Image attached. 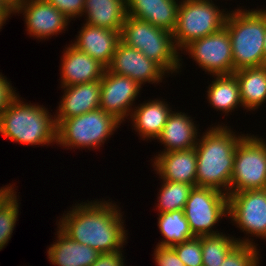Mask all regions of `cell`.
I'll return each mask as SVG.
<instances>
[{"mask_svg":"<svg viewBox=\"0 0 266 266\" xmlns=\"http://www.w3.org/2000/svg\"><path fill=\"white\" fill-rule=\"evenodd\" d=\"M112 202L103 198L75 203L56 225L71 239L100 254L122 250L128 243V232L121 208Z\"/></svg>","mask_w":266,"mask_h":266,"instance_id":"6da1fadb","label":"cell"},{"mask_svg":"<svg viewBox=\"0 0 266 266\" xmlns=\"http://www.w3.org/2000/svg\"><path fill=\"white\" fill-rule=\"evenodd\" d=\"M230 127L218 122L199 135L195 146L196 186L214 188L229 195L235 148L245 136L236 134Z\"/></svg>","mask_w":266,"mask_h":266,"instance_id":"7a4b0ae2","label":"cell"},{"mask_svg":"<svg viewBox=\"0 0 266 266\" xmlns=\"http://www.w3.org/2000/svg\"><path fill=\"white\" fill-rule=\"evenodd\" d=\"M17 98L0 116V134L11 142L28 146L56 144L55 116L37 103Z\"/></svg>","mask_w":266,"mask_h":266,"instance_id":"3957f363","label":"cell"},{"mask_svg":"<svg viewBox=\"0 0 266 266\" xmlns=\"http://www.w3.org/2000/svg\"><path fill=\"white\" fill-rule=\"evenodd\" d=\"M243 8V9H242ZM229 10L225 27L231 40L234 72L265 65V8Z\"/></svg>","mask_w":266,"mask_h":266,"instance_id":"277c9868","label":"cell"},{"mask_svg":"<svg viewBox=\"0 0 266 266\" xmlns=\"http://www.w3.org/2000/svg\"><path fill=\"white\" fill-rule=\"evenodd\" d=\"M120 40L156 62L169 76L181 72L183 59L174 44L171 32L155 27L147 21L126 16Z\"/></svg>","mask_w":266,"mask_h":266,"instance_id":"5b68a950","label":"cell"},{"mask_svg":"<svg viewBox=\"0 0 266 266\" xmlns=\"http://www.w3.org/2000/svg\"><path fill=\"white\" fill-rule=\"evenodd\" d=\"M55 122L57 125L56 145L67 150L99 149L123 124L114 115L100 108Z\"/></svg>","mask_w":266,"mask_h":266,"instance_id":"8992f818","label":"cell"},{"mask_svg":"<svg viewBox=\"0 0 266 266\" xmlns=\"http://www.w3.org/2000/svg\"><path fill=\"white\" fill-rule=\"evenodd\" d=\"M226 10L218 8L212 0H181L176 27L172 32L176 48L181 51L193 40L225 27L229 13Z\"/></svg>","mask_w":266,"mask_h":266,"instance_id":"52a82bcc","label":"cell"},{"mask_svg":"<svg viewBox=\"0 0 266 266\" xmlns=\"http://www.w3.org/2000/svg\"><path fill=\"white\" fill-rule=\"evenodd\" d=\"M266 189V140L245 134L235 148L229 194Z\"/></svg>","mask_w":266,"mask_h":266,"instance_id":"ba28073f","label":"cell"},{"mask_svg":"<svg viewBox=\"0 0 266 266\" xmlns=\"http://www.w3.org/2000/svg\"><path fill=\"white\" fill-rule=\"evenodd\" d=\"M183 211L195 237L221 234L213 228L224 217L228 218V195L214 188L195 186Z\"/></svg>","mask_w":266,"mask_h":266,"instance_id":"9c48e42d","label":"cell"},{"mask_svg":"<svg viewBox=\"0 0 266 266\" xmlns=\"http://www.w3.org/2000/svg\"><path fill=\"white\" fill-rule=\"evenodd\" d=\"M228 219L240 229V232L248 236L242 239L236 238L238 243L258 246L254 238L249 239L251 236L266 240V189L229 194Z\"/></svg>","mask_w":266,"mask_h":266,"instance_id":"30bf717a","label":"cell"},{"mask_svg":"<svg viewBox=\"0 0 266 266\" xmlns=\"http://www.w3.org/2000/svg\"><path fill=\"white\" fill-rule=\"evenodd\" d=\"M181 53H187L189 58L210 76L234 73L231 40L226 27L193 40L181 50Z\"/></svg>","mask_w":266,"mask_h":266,"instance_id":"8fae6325","label":"cell"},{"mask_svg":"<svg viewBox=\"0 0 266 266\" xmlns=\"http://www.w3.org/2000/svg\"><path fill=\"white\" fill-rule=\"evenodd\" d=\"M141 89L142 86L136 81L110 72L106 68L101 78L100 109L114 115L123 123L136 106L134 102L140 95Z\"/></svg>","mask_w":266,"mask_h":266,"instance_id":"7c38bea8","label":"cell"},{"mask_svg":"<svg viewBox=\"0 0 266 266\" xmlns=\"http://www.w3.org/2000/svg\"><path fill=\"white\" fill-rule=\"evenodd\" d=\"M16 13H23L27 35L40 41L65 33L71 22L46 0H20Z\"/></svg>","mask_w":266,"mask_h":266,"instance_id":"4fadbf2b","label":"cell"},{"mask_svg":"<svg viewBox=\"0 0 266 266\" xmlns=\"http://www.w3.org/2000/svg\"><path fill=\"white\" fill-rule=\"evenodd\" d=\"M110 72L124 75L144 84H160L167 73L153 60L147 58L141 51L130 47L121 40L118 42L111 64L107 67ZM146 82V83H145Z\"/></svg>","mask_w":266,"mask_h":266,"instance_id":"5bb4252c","label":"cell"},{"mask_svg":"<svg viewBox=\"0 0 266 266\" xmlns=\"http://www.w3.org/2000/svg\"><path fill=\"white\" fill-rule=\"evenodd\" d=\"M62 53L60 87L94 82L103 77L106 67L85 52L68 44Z\"/></svg>","mask_w":266,"mask_h":266,"instance_id":"9a60e30c","label":"cell"},{"mask_svg":"<svg viewBox=\"0 0 266 266\" xmlns=\"http://www.w3.org/2000/svg\"><path fill=\"white\" fill-rule=\"evenodd\" d=\"M152 167L162 180L180 182L196 186L197 157L195 148L158 152L153 157Z\"/></svg>","mask_w":266,"mask_h":266,"instance_id":"2e32d148","label":"cell"},{"mask_svg":"<svg viewBox=\"0 0 266 266\" xmlns=\"http://www.w3.org/2000/svg\"><path fill=\"white\" fill-rule=\"evenodd\" d=\"M64 90L58 102L55 121H63L100 108L101 80L60 87Z\"/></svg>","mask_w":266,"mask_h":266,"instance_id":"e0dca14e","label":"cell"},{"mask_svg":"<svg viewBox=\"0 0 266 266\" xmlns=\"http://www.w3.org/2000/svg\"><path fill=\"white\" fill-rule=\"evenodd\" d=\"M120 33L104 27H94L83 23L76 41L71 45L98 60L106 68L111 64L115 49L120 41Z\"/></svg>","mask_w":266,"mask_h":266,"instance_id":"ac0fdd59","label":"cell"},{"mask_svg":"<svg viewBox=\"0 0 266 266\" xmlns=\"http://www.w3.org/2000/svg\"><path fill=\"white\" fill-rule=\"evenodd\" d=\"M170 104L160 98L147 100L135 106L128 117L133 125V129L137 132L143 141L156 140L167 122L172 112Z\"/></svg>","mask_w":266,"mask_h":266,"instance_id":"d6986e66","label":"cell"},{"mask_svg":"<svg viewBox=\"0 0 266 266\" xmlns=\"http://www.w3.org/2000/svg\"><path fill=\"white\" fill-rule=\"evenodd\" d=\"M185 112L170 113L160 136L156 139L164 149L160 152H173L195 148L199 134V126ZM199 133V134H198Z\"/></svg>","mask_w":266,"mask_h":266,"instance_id":"ffe728a7","label":"cell"},{"mask_svg":"<svg viewBox=\"0 0 266 266\" xmlns=\"http://www.w3.org/2000/svg\"><path fill=\"white\" fill-rule=\"evenodd\" d=\"M181 0H126L127 16L173 32Z\"/></svg>","mask_w":266,"mask_h":266,"instance_id":"44dd1931","label":"cell"},{"mask_svg":"<svg viewBox=\"0 0 266 266\" xmlns=\"http://www.w3.org/2000/svg\"><path fill=\"white\" fill-rule=\"evenodd\" d=\"M56 240L47 250V259L55 266H91L100 253L68 237L59 227Z\"/></svg>","mask_w":266,"mask_h":266,"instance_id":"7402d4cb","label":"cell"},{"mask_svg":"<svg viewBox=\"0 0 266 266\" xmlns=\"http://www.w3.org/2000/svg\"><path fill=\"white\" fill-rule=\"evenodd\" d=\"M85 23L121 32L127 16L126 0H84Z\"/></svg>","mask_w":266,"mask_h":266,"instance_id":"603a6c76","label":"cell"},{"mask_svg":"<svg viewBox=\"0 0 266 266\" xmlns=\"http://www.w3.org/2000/svg\"><path fill=\"white\" fill-rule=\"evenodd\" d=\"M233 74L239 85L244 110L255 111L262 107L266 102V65L239 69Z\"/></svg>","mask_w":266,"mask_h":266,"instance_id":"cb8c5ba5","label":"cell"},{"mask_svg":"<svg viewBox=\"0 0 266 266\" xmlns=\"http://www.w3.org/2000/svg\"><path fill=\"white\" fill-rule=\"evenodd\" d=\"M211 84L207 87V101L210 106L216 111H222L224 116H228L229 113L234 112L238 107H243L240 99L239 85L236 76L232 74L228 75H216Z\"/></svg>","mask_w":266,"mask_h":266,"instance_id":"d4e9b609","label":"cell"},{"mask_svg":"<svg viewBox=\"0 0 266 266\" xmlns=\"http://www.w3.org/2000/svg\"><path fill=\"white\" fill-rule=\"evenodd\" d=\"M158 229L163 235V239L157 243L158 246H173L178 243L194 238L189 223L187 222L183 210L158 213Z\"/></svg>","mask_w":266,"mask_h":266,"instance_id":"484cf974","label":"cell"},{"mask_svg":"<svg viewBox=\"0 0 266 266\" xmlns=\"http://www.w3.org/2000/svg\"><path fill=\"white\" fill-rule=\"evenodd\" d=\"M161 188L156 204L158 213L172 212L175 210H183L188 200L192 185L180 182H172L167 180L161 181Z\"/></svg>","mask_w":266,"mask_h":266,"instance_id":"4316f807","label":"cell"},{"mask_svg":"<svg viewBox=\"0 0 266 266\" xmlns=\"http://www.w3.org/2000/svg\"><path fill=\"white\" fill-rule=\"evenodd\" d=\"M237 244L236 237L230 234L201 236L203 266H220Z\"/></svg>","mask_w":266,"mask_h":266,"instance_id":"83f0119b","label":"cell"},{"mask_svg":"<svg viewBox=\"0 0 266 266\" xmlns=\"http://www.w3.org/2000/svg\"><path fill=\"white\" fill-rule=\"evenodd\" d=\"M14 189L0 203V251L5 248L11 239L13 230L16 227L19 214L20 200L17 198V192ZM19 202V203H18Z\"/></svg>","mask_w":266,"mask_h":266,"instance_id":"f1b7e54d","label":"cell"},{"mask_svg":"<svg viewBox=\"0 0 266 266\" xmlns=\"http://www.w3.org/2000/svg\"><path fill=\"white\" fill-rule=\"evenodd\" d=\"M257 245L238 243L220 266H259L260 252Z\"/></svg>","mask_w":266,"mask_h":266,"instance_id":"f546056e","label":"cell"},{"mask_svg":"<svg viewBox=\"0 0 266 266\" xmlns=\"http://www.w3.org/2000/svg\"><path fill=\"white\" fill-rule=\"evenodd\" d=\"M185 266H203L201 236L171 246Z\"/></svg>","mask_w":266,"mask_h":266,"instance_id":"4dcf8cb0","label":"cell"},{"mask_svg":"<svg viewBox=\"0 0 266 266\" xmlns=\"http://www.w3.org/2000/svg\"><path fill=\"white\" fill-rule=\"evenodd\" d=\"M69 20H76L82 16L84 0H46ZM75 18V19H74Z\"/></svg>","mask_w":266,"mask_h":266,"instance_id":"1f68e13d","label":"cell"},{"mask_svg":"<svg viewBox=\"0 0 266 266\" xmlns=\"http://www.w3.org/2000/svg\"><path fill=\"white\" fill-rule=\"evenodd\" d=\"M154 256L157 266H185L182 260L177 256L174 249L170 246H155Z\"/></svg>","mask_w":266,"mask_h":266,"instance_id":"d6a6232c","label":"cell"},{"mask_svg":"<svg viewBox=\"0 0 266 266\" xmlns=\"http://www.w3.org/2000/svg\"><path fill=\"white\" fill-rule=\"evenodd\" d=\"M3 75L0 73V116L19 95L15 92L16 88L12 86L11 81Z\"/></svg>","mask_w":266,"mask_h":266,"instance_id":"836d02e7","label":"cell"},{"mask_svg":"<svg viewBox=\"0 0 266 266\" xmlns=\"http://www.w3.org/2000/svg\"><path fill=\"white\" fill-rule=\"evenodd\" d=\"M122 253H124L123 250L101 253L91 266H123L125 256Z\"/></svg>","mask_w":266,"mask_h":266,"instance_id":"e575fe53","label":"cell"},{"mask_svg":"<svg viewBox=\"0 0 266 266\" xmlns=\"http://www.w3.org/2000/svg\"><path fill=\"white\" fill-rule=\"evenodd\" d=\"M10 185V186H9ZM7 184L6 186L0 187V203L14 190L16 185ZM15 186V187H14Z\"/></svg>","mask_w":266,"mask_h":266,"instance_id":"d590c367","label":"cell"},{"mask_svg":"<svg viewBox=\"0 0 266 266\" xmlns=\"http://www.w3.org/2000/svg\"><path fill=\"white\" fill-rule=\"evenodd\" d=\"M13 14H15L20 0H0Z\"/></svg>","mask_w":266,"mask_h":266,"instance_id":"8d00e7d4","label":"cell"},{"mask_svg":"<svg viewBox=\"0 0 266 266\" xmlns=\"http://www.w3.org/2000/svg\"><path fill=\"white\" fill-rule=\"evenodd\" d=\"M13 13L2 3L0 2V17H12Z\"/></svg>","mask_w":266,"mask_h":266,"instance_id":"74e56055","label":"cell"},{"mask_svg":"<svg viewBox=\"0 0 266 266\" xmlns=\"http://www.w3.org/2000/svg\"><path fill=\"white\" fill-rule=\"evenodd\" d=\"M264 55H265V65H266V8H265V36H264Z\"/></svg>","mask_w":266,"mask_h":266,"instance_id":"f35d334b","label":"cell"},{"mask_svg":"<svg viewBox=\"0 0 266 266\" xmlns=\"http://www.w3.org/2000/svg\"><path fill=\"white\" fill-rule=\"evenodd\" d=\"M8 18L10 17H0V31L2 27L4 26V24L6 23V21L8 20Z\"/></svg>","mask_w":266,"mask_h":266,"instance_id":"ab89813d","label":"cell"}]
</instances>
